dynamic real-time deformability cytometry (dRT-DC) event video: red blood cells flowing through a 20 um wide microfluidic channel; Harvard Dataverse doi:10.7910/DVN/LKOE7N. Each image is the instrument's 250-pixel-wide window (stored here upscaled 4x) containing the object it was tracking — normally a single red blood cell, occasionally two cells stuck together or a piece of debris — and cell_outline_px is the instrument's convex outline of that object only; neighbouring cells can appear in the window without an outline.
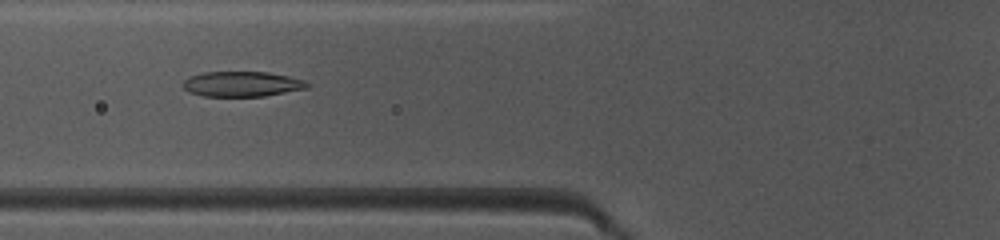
{"species": "common noctule bat (a hibernating species)", "species_latin": "Nyctalus noctula", "temperature_condition": "warm", "stored_images_in_passage": 49, "camera_frame_rate_fps": 3000, "um_per_image_px": 0.085, "animal": {"sex": "female", "body_mass_g": 10.0, "forearm_length_mm": 53.1}, "frame": {"image": 1, "passage_image": 19, "time_ms": 6.0, "image_size_px": [1000, 240], "cell_outline_px": [[308, 88], [264, 96], [204, 96], [188, 92], [180, 84], [188, 76], [204, 72], [268, 72], [288, 76], [304, 80], [308, 84]], "centroid_in_image_um": [20.51, 7.14], "position_along_channel_um": 105.3, "area_um2": 18.26}}
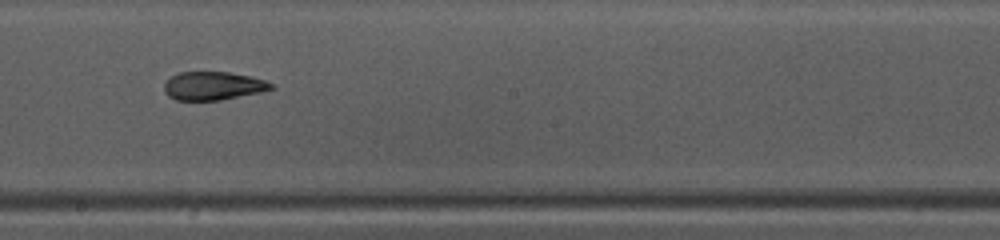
{"frame": {"image": 2, "passage_image": 28, "time_ms": 9.0, "image_size_px": [1000, 240], "cell_outline_px": [[276, 88], [260, 92], [220, 100], [176, 100], [168, 96], [164, 92], [164, 84], [172, 76], [180, 72], [228, 72], [252, 76], [276, 84]], "centroid_in_image_um": [18.15, 7.3], "position_along_channel_um": 230.0, "area_um2": 17.74}}
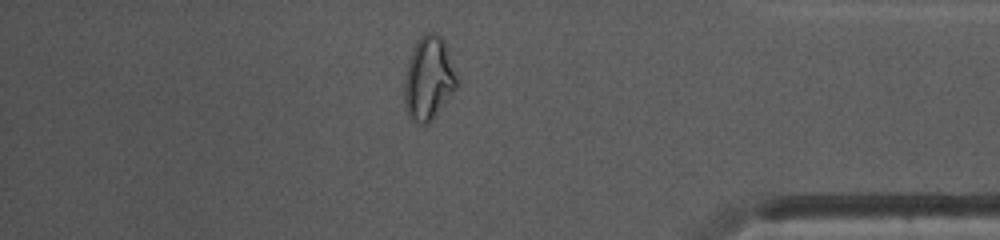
{"frame": {"image": 3, "passage_image": 42, "time_ms": 13.667, "image_size_px": [1000, 240], "cell_outline_px": [[460, 84], [428, 124], [420, 124], [412, 120], [408, 116], [404, 108], [404, 76], [408, 60], [412, 48], [420, 36], [424, 32], [436, 32], [444, 40], [460, 80]], "centroid_in_image_um": [36.44, 6.65], "position_along_channel_um": 398.8, "area_um2": 26.18}, "authors_computed_cell_mechanics": {"area_um2": 19.7676, "velocity_mm_per_s": 4.1301, "shape_relaxation_time_tau1_ms": null, "shape_relaxation_time_tau2_ms": 2.1343, "deformation_change_tau1": null, "deformation_change_tau2": 0.0817}}